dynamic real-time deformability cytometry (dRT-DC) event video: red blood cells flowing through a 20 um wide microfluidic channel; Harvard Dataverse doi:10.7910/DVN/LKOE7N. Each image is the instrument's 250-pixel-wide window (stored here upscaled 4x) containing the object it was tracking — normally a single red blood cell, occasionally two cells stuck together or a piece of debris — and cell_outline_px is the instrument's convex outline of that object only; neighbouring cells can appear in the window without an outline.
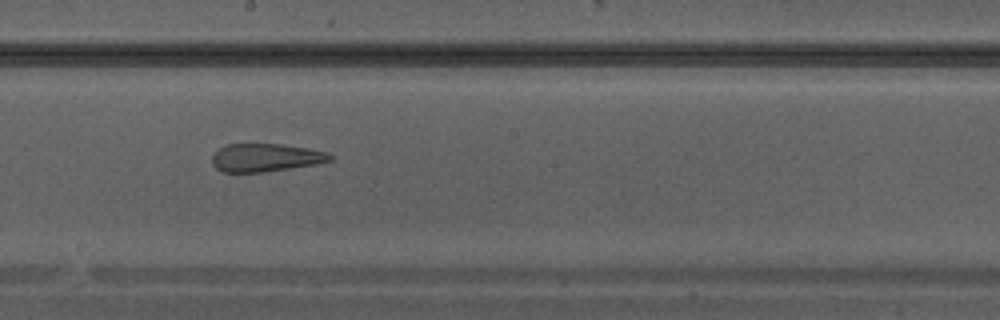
{"species": "Egyptian fruit bat (a non-hibernating species)", "species_latin": "Rousettus aegyptiacus", "temperature_condition": "warm", "stored_images_in_passage": 36, "camera_frame_rate_fps": 3000, "um_per_image_px": 0.085, "animal": {"sex": "male"}, "frame": {"image": 1, "passage_image": 21, "time_ms": 6.667, "image_size_px": [1000, 320], "cell_outline_px": [[332, 160], [316, 164], [264, 172], [224, 172], [216, 168], [212, 164], [212, 156], [220, 148], [228, 144], [280, 144], [308, 148], [328, 152], [332, 156]], "centroid_in_image_um": [22.58, 13.4], "position_along_channel_um": 225.6, "area_um2": 19.19}}